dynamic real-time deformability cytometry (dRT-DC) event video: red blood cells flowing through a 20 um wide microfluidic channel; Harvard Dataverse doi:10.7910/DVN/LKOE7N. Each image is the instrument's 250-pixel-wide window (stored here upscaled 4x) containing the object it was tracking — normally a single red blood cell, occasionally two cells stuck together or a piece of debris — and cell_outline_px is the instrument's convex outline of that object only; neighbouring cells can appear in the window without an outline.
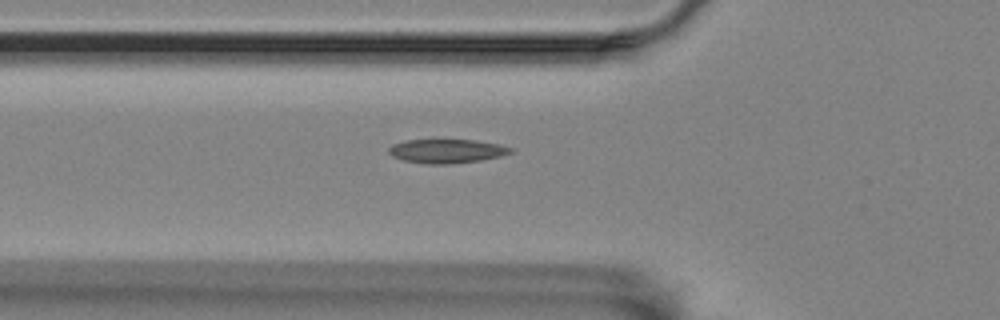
{"species": "Egyptian fruit bat (a non-hibernating species)", "species_latin": "Rousettus aegyptiacus", "temperature_condition": "room temperature", "stored_images_in_passage": 4, "camera_frame_rate_fps": 3000, "um_per_image_px": 0.085, "animal": {"sex": "female"}, "frame": {"image": 1, "passage_image": 4, "time_ms": 3.667, "image_size_px": [1000, 320], "cell_outline_px": [[516, 148], [512, 152], [500, 156], [480, 160], [448, 164], [424, 164], [404, 160], [392, 156], [388, 152], [388, 148], [392, 144], [408, 140], [476, 140], [500, 144]], "centroid_in_image_um": [37.99, 12.84], "position_along_channel_um": 87.8, "area_um2": 17.05}}